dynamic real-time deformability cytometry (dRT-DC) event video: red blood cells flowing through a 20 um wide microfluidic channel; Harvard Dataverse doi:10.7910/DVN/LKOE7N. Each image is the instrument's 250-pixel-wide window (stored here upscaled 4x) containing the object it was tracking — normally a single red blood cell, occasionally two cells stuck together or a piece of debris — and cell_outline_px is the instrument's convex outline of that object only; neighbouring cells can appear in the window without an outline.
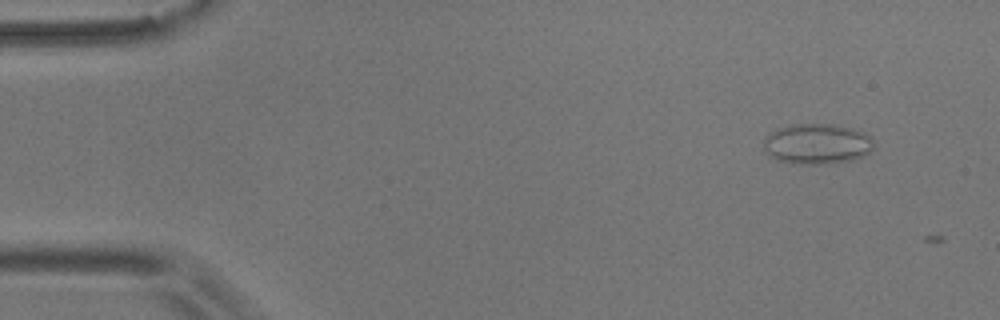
{"species": "common noctule bat (a hibernating species)", "species_latin": "Nyctalus noctula", "temperature_condition": "room temperature", "stored_images_in_passage": 3, "camera_frame_rate_fps": 3000, "um_per_image_px": 0.085, "animal": {"sex": "male", "body_mass_g": 17.9}, "frame": {"image": 1, "passage_image": 2, "time_ms": 0.333, "image_size_px": [1000, 320], "cell_outline_px": [[872, 148], [864, 156], [852, 160], [828, 164], [792, 164], [776, 160], [764, 148], [764, 136], [780, 128], [792, 124], [836, 124], [852, 128], [864, 132], [872, 136]], "centroid_in_image_um": [69.46, 12.23], "position_along_channel_um": 15.5, "area_um2": 26.13}}